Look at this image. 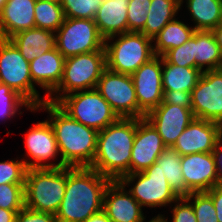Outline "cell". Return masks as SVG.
<instances>
[{"label": "cell", "instance_id": "681fc988", "mask_svg": "<svg viewBox=\"0 0 222 222\" xmlns=\"http://www.w3.org/2000/svg\"><path fill=\"white\" fill-rule=\"evenodd\" d=\"M219 69L222 71V61H221V65H220Z\"/></svg>", "mask_w": 222, "mask_h": 222}, {"label": "cell", "instance_id": "60d3db41", "mask_svg": "<svg viewBox=\"0 0 222 222\" xmlns=\"http://www.w3.org/2000/svg\"><path fill=\"white\" fill-rule=\"evenodd\" d=\"M206 193L212 198L218 222H222V186L216 185Z\"/></svg>", "mask_w": 222, "mask_h": 222}, {"label": "cell", "instance_id": "bcb514c9", "mask_svg": "<svg viewBox=\"0 0 222 222\" xmlns=\"http://www.w3.org/2000/svg\"><path fill=\"white\" fill-rule=\"evenodd\" d=\"M165 218L166 217H164L162 214H158L157 216H154L152 219H150V221L148 222H168V218L167 219Z\"/></svg>", "mask_w": 222, "mask_h": 222}, {"label": "cell", "instance_id": "30bf717a", "mask_svg": "<svg viewBox=\"0 0 222 222\" xmlns=\"http://www.w3.org/2000/svg\"><path fill=\"white\" fill-rule=\"evenodd\" d=\"M104 45L105 39L91 19L65 17L55 32V46L65 59L105 49Z\"/></svg>", "mask_w": 222, "mask_h": 222}, {"label": "cell", "instance_id": "4316f807", "mask_svg": "<svg viewBox=\"0 0 222 222\" xmlns=\"http://www.w3.org/2000/svg\"><path fill=\"white\" fill-rule=\"evenodd\" d=\"M195 30L212 31L222 21V0H186Z\"/></svg>", "mask_w": 222, "mask_h": 222}, {"label": "cell", "instance_id": "4dcf8cb0", "mask_svg": "<svg viewBox=\"0 0 222 222\" xmlns=\"http://www.w3.org/2000/svg\"><path fill=\"white\" fill-rule=\"evenodd\" d=\"M103 0H62L64 17L93 20Z\"/></svg>", "mask_w": 222, "mask_h": 222}, {"label": "cell", "instance_id": "4fadbf2b", "mask_svg": "<svg viewBox=\"0 0 222 222\" xmlns=\"http://www.w3.org/2000/svg\"><path fill=\"white\" fill-rule=\"evenodd\" d=\"M25 148L27 158L24 163L27 168H61L66 167L62 161L49 162L59 156V150L54 131L48 120L35 123L25 134ZM49 163H48V162ZM47 162V163H46Z\"/></svg>", "mask_w": 222, "mask_h": 222}, {"label": "cell", "instance_id": "f6af8a7d", "mask_svg": "<svg viewBox=\"0 0 222 222\" xmlns=\"http://www.w3.org/2000/svg\"><path fill=\"white\" fill-rule=\"evenodd\" d=\"M212 32L222 53V24H219Z\"/></svg>", "mask_w": 222, "mask_h": 222}, {"label": "cell", "instance_id": "9c48e42d", "mask_svg": "<svg viewBox=\"0 0 222 222\" xmlns=\"http://www.w3.org/2000/svg\"><path fill=\"white\" fill-rule=\"evenodd\" d=\"M119 181L125 187L132 185L128 191L142 207L155 208L168 204L172 207L171 204L179 198L156 163L143 172L126 174Z\"/></svg>", "mask_w": 222, "mask_h": 222}, {"label": "cell", "instance_id": "8fae6325", "mask_svg": "<svg viewBox=\"0 0 222 222\" xmlns=\"http://www.w3.org/2000/svg\"><path fill=\"white\" fill-rule=\"evenodd\" d=\"M96 90L119 118H145L146 114L138 106L131 75L106 68L98 80Z\"/></svg>", "mask_w": 222, "mask_h": 222}, {"label": "cell", "instance_id": "d6a6232c", "mask_svg": "<svg viewBox=\"0 0 222 222\" xmlns=\"http://www.w3.org/2000/svg\"><path fill=\"white\" fill-rule=\"evenodd\" d=\"M185 198L192 204L197 222H218L212 198L206 192H191Z\"/></svg>", "mask_w": 222, "mask_h": 222}, {"label": "cell", "instance_id": "5b68a950", "mask_svg": "<svg viewBox=\"0 0 222 222\" xmlns=\"http://www.w3.org/2000/svg\"><path fill=\"white\" fill-rule=\"evenodd\" d=\"M105 69V49L66 58L61 82L47 97V101L57 103L67 94L96 89L98 80Z\"/></svg>", "mask_w": 222, "mask_h": 222}, {"label": "cell", "instance_id": "d6986e66", "mask_svg": "<svg viewBox=\"0 0 222 222\" xmlns=\"http://www.w3.org/2000/svg\"><path fill=\"white\" fill-rule=\"evenodd\" d=\"M181 171L191 192H206L217 185L215 160L211 153L181 156Z\"/></svg>", "mask_w": 222, "mask_h": 222}, {"label": "cell", "instance_id": "6da1fadb", "mask_svg": "<svg viewBox=\"0 0 222 222\" xmlns=\"http://www.w3.org/2000/svg\"><path fill=\"white\" fill-rule=\"evenodd\" d=\"M112 180L90 167H66L64 198L57 222H84L103 210L104 193Z\"/></svg>", "mask_w": 222, "mask_h": 222}, {"label": "cell", "instance_id": "83f0119b", "mask_svg": "<svg viewBox=\"0 0 222 222\" xmlns=\"http://www.w3.org/2000/svg\"><path fill=\"white\" fill-rule=\"evenodd\" d=\"M195 29L186 25L178 18L168 22L152 39L155 55L164 56L170 49L187 42L195 33Z\"/></svg>", "mask_w": 222, "mask_h": 222}, {"label": "cell", "instance_id": "7c38bea8", "mask_svg": "<svg viewBox=\"0 0 222 222\" xmlns=\"http://www.w3.org/2000/svg\"><path fill=\"white\" fill-rule=\"evenodd\" d=\"M192 113L195 118L222 125V71L202 72L191 92Z\"/></svg>", "mask_w": 222, "mask_h": 222}, {"label": "cell", "instance_id": "ba28073f", "mask_svg": "<svg viewBox=\"0 0 222 222\" xmlns=\"http://www.w3.org/2000/svg\"><path fill=\"white\" fill-rule=\"evenodd\" d=\"M56 104L71 118L98 132L119 119L96 89L67 94Z\"/></svg>", "mask_w": 222, "mask_h": 222}, {"label": "cell", "instance_id": "d4e9b609", "mask_svg": "<svg viewBox=\"0 0 222 222\" xmlns=\"http://www.w3.org/2000/svg\"><path fill=\"white\" fill-rule=\"evenodd\" d=\"M202 72L195 67L170 64L162 57V87L166 91L192 92Z\"/></svg>", "mask_w": 222, "mask_h": 222}, {"label": "cell", "instance_id": "7bdbcfd3", "mask_svg": "<svg viewBox=\"0 0 222 222\" xmlns=\"http://www.w3.org/2000/svg\"><path fill=\"white\" fill-rule=\"evenodd\" d=\"M18 212L0 208V222H15Z\"/></svg>", "mask_w": 222, "mask_h": 222}, {"label": "cell", "instance_id": "f35d334b", "mask_svg": "<svg viewBox=\"0 0 222 222\" xmlns=\"http://www.w3.org/2000/svg\"><path fill=\"white\" fill-rule=\"evenodd\" d=\"M15 222H57V219L54 214L24 207L17 213Z\"/></svg>", "mask_w": 222, "mask_h": 222}, {"label": "cell", "instance_id": "484cf974", "mask_svg": "<svg viewBox=\"0 0 222 222\" xmlns=\"http://www.w3.org/2000/svg\"><path fill=\"white\" fill-rule=\"evenodd\" d=\"M182 4L183 0H151L147 21L140 32L153 39L168 22L175 19Z\"/></svg>", "mask_w": 222, "mask_h": 222}, {"label": "cell", "instance_id": "e575fe53", "mask_svg": "<svg viewBox=\"0 0 222 222\" xmlns=\"http://www.w3.org/2000/svg\"><path fill=\"white\" fill-rule=\"evenodd\" d=\"M151 0H130L127 8L128 32H140L147 21Z\"/></svg>", "mask_w": 222, "mask_h": 222}, {"label": "cell", "instance_id": "7dc6e473", "mask_svg": "<svg viewBox=\"0 0 222 222\" xmlns=\"http://www.w3.org/2000/svg\"><path fill=\"white\" fill-rule=\"evenodd\" d=\"M7 0H0V13L4 7V5L6 4Z\"/></svg>", "mask_w": 222, "mask_h": 222}, {"label": "cell", "instance_id": "cb8c5ba5", "mask_svg": "<svg viewBox=\"0 0 222 222\" xmlns=\"http://www.w3.org/2000/svg\"><path fill=\"white\" fill-rule=\"evenodd\" d=\"M194 57L195 68H198L201 72L219 69L222 53L212 31H195Z\"/></svg>", "mask_w": 222, "mask_h": 222}, {"label": "cell", "instance_id": "ab89813d", "mask_svg": "<svg viewBox=\"0 0 222 222\" xmlns=\"http://www.w3.org/2000/svg\"><path fill=\"white\" fill-rule=\"evenodd\" d=\"M163 101L167 104H175L185 108L192 107L191 92L184 91H166Z\"/></svg>", "mask_w": 222, "mask_h": 222}, {"label": "cell", "instance_id": "52a82bcc", "mask_svg": "<svg viewBox=\"0 0 222 222\" xmlns=\"http://www.w3.org/2000/svg\"><path fill=\"white\" fill-rule=\"evenodd\" d=\"M0 83L14 90L31 108H36L47 101V97L42 98L33 84L29 62L9 39L1 38Z\"/></svg>", "mask_w": 222, "mask_h": 222}, {"label": "cell", "instance_id": "836d02e7", "mask_svg": "<svg viewBox=\"0 0 222 222\" xmlns=\"http://www.w3.org/2000/svg\"><path fill=\"white\" fill-rule=\"evenodd\" d=\"M25 184H1L0 208L20 211L25 207Z\"/></svg>", "mask_w": 222, "mask_h": 222}, {"label": "cell", "instance_id": "603a6c76", "mask_svg": "<svg viewBox=\"0 0 222 222\" xmlns=\"http://www.w3.org/2000/svg\"><path fill=\"white\" fill-rule=\"evenodd\" d=\"M9 40L29 63L56 47L55 32L37 27L20 31Z\"/></svg>", "mask_w": 222, "mask_h": 222}, {"label": "cell", "instance_id": "f1b7e54d", "mask_svg": "<svg viewBox=\"0 0 222 222\" xmlns=\"http://www.w3.org/2000/svg\"><path fill=\"white\" fill-rule=\"evenodd\" d=\"M171 189L180 197H187L191 191L186 187L181 171V156L172 147H166L155 162Z\"/></svg>", "mask_w": 222, "mask_h": 222}, {"label": "cell", "instance_id": "1f68e13d", "mask_svg": "<svg viewBox=\"0 0 222 222\" xmlns=\"http://www.w3.org/2000/svg\"><path fill=\"white\" fill-rule=\"evenodd\" d=\"M31 110L30 105L6 84L0 83V119L13 118L21 107Z\"/></svg>", "mask_w": 222, "mask_h": 222}, {"label": "cell", "instance_id": "e0dca14e", "mask_svg": "<svg viewBox=\"0 0 222 222\" xmlns=\"http://www.w3.org/2000/svg\"><path fill=\"white\" fill-rule=\"evenodd\" d=\"M222 137V125L194 118L172 146L180 156L211 153Z\"/></svg>", "mask_w": 222, "mask_h": 222}, {"label": "cell", "instance_id": "ac0fdd59", "mask_svg": "<svg viewBox=\"0 0 222 222\" xmlns=\"http://www.w3.org/2000/svg\"><path fill=\"white\" fill-rule=\"evenodd\" d=\"M120 181H111L103 198V211L112 222H143L142 206Z\"/></svg>", "mask_w": 222, "mask_h": 222}, {"label": "cell", "instance_id": "9a60e30c", "mask_svg": "<svg viewBox=\"0 0 222 222\" xmlns=\"http://www.w3.org/2000/svg\"><path fill=\"white\" fill-rule=\"evenodd\" d=\"M145 118L157 130L166 147H172L195 117L191 108L162 101Z\"/></svg>", "mask_w": 222, "mask_h": 222}, {"label": "cell", "instance_id": "74e56055", "mask_svg": "<svg viewBox=\"0 0 222 222\" xmlns=\"http://www.w3.org/2000/svg\"><path fill=\"white\" fill-rule=\"evenodd\" d=\"M173 204L171 222H197L192 204L185 197L178 198Z\"/></svg>", "mask_w": 222, "mask_h": 222}, {"label": "cell", "instance_id": "7402d4cb", "mask_svg": "<svg viewBox=\"0 0 222 222\" xmlns=\"http://www.w3.org/2000/svg\"><path fill=\"white\" fill-rule=\"evenodd\" d=\"M130 0H103L94 22L106 40L128 32L127 8Z\"/></svg>", "mask_w": 222, "mask_h": 222}, {"label": "cell", "instance_id": "ffe728a7", "mask_svg": "<svg viewBox=\"0 0 222 222\" xmlns=\"http://www.w3.org/2000/svg\"><path fill=\"white\" fill-rule=\"evenodd\" d=\"M64 63L65 58L56 47L29 63L33 84L46 91L45 97H48L60 84Z\"/></svg>", "mask_w": 222, "mask_h": 222}, {"label": "cell", "instance_id": "44dd1931", "mask_svg": "<svg viewBox=\"0 0 222 222\" xmlns=\"http://www.w3.org/2000/svg\"><path fill=\"white\" fill-rule=\"evenodd\" d=\"M35 3L36 0H7L0 13L1 39L35 27Z\"/></svg>", "mask_w": 222, "mask_h": 222}, {"label": "cell", "instance_id": "d590c367", "mask_svg": "<svg viewBox=\"0 0 222 222\" xmlns=\"http://www.w3.org/2000/svg\"><path fill=\"white\" fill-rule=\"evenodd\" d=\"M27 169L23 159L0 162V185L25 184Z\"/></svg>", "mask_w": 222, "mask_h": 222}, {"label": "cell", "instance_id": "8992f818", "mask_svg": "<svg viewBox=\"0 0 222 222\" xmlns=\"http://www.w3.org/2000/svg\"><path fill=\"white\" fill-rule=\"evenodd\" d=\"M152 43V39L141 32H126L107 38L104 45L106 68L116 73L132 75L155 56Z\"/></svg>", "mask_w": 222, "mask_h": 222}, {"label": "cell", "instance_id": "5bb4252c", "mask_svg": "<svg viewBox=\"0 0 222 222\" xmlns=\"http://www.w3.org/2000/svg\"><path fill=\"white\" fill-rule=\"evenodd\" d=\"M139 108L147 114L163 101L162 56L155 55L131 75Z\"/></svg>", "mask_w": 222, "mask_h": 222}, {"label": "cell", "instance_id": "f546056e", "mask_svg": "<svg viewBox=\"0 0 222 222\" xmlns=\"http://www.w3.org/2000/svg\"><path fill=\"white\" fill-rule=\"evenodd\" d=\"M35 27L56 32L64 21V13L61 4L49 1L36 0Z\"/></svg>", "mask_w": 222, "mask_h": 222}, {"label": "cell", "instance_id": "c3c4849f", "mask_svg": "<svg viewBox=\"0 0 222 222\" xmlns=\"http://www.w3.org/2000/svg\"><path fill=\"white\" fill-rule=\"evenodd\" d=\"M42 1H49V2H52V3L60 4L62 0H42Z\"/></svg>", "mask_w": 222, "mask_h": 222}, {"label": "cell", "instance_id": "8d00e7d4", "mask_svg": "<svg viewBox=\"0 0 222 222\" xmlns=\"http://www.w3.org/2000/svg\"><path fill=\"white\" fill-rule=\"evenodd\" d=\"M163 57L170 64L182 67H195L194 34L187 42L170 49Z\"/></svg>", "mask_w": 222, "mask_h": 222}, {"label": "cell", "instance_id": "3957f363", "mask_svg": "<svg viewBox=\"0 0 222 222\" xmlns=\"http://www.w3.org/2000/svg\"><path fill=\"white\" fill-rule=\"evenodd\" d=\"M136 118H119L98 132L97 150L90 168L112 181L130 174Z\"/></svg>", "mask_w": 222, "mask_h": 222}, {"label": "cell", "instance_id": "ee69618b", "mask_svg": "<svg viewBox=\"0 0 222 222\" xmlns=\"http://www.w3.org/2000/svg\"><path fill=\"white\" fill-rule=\"evenodd\" d=\"M84 222H112L111 219L106 215V213L101 210L100 212L91 215Z\"/></svg>", "mask_w": 222, "mask_h": 222}, {"label": "cell", "instance_id": "7a4b0ae2", "mask_svg": "<svg viewBox=\"0 0 222 222\" xmlns=\"http://www.w3.org/2000/svg\"><path fill=\"white\" fill-rule=\"evenodd\" d=\"M40 108L49 114L48 121L55 134L60 161L66 167H90L97 150L98 131L71 118L56 103L44 101L30 111Z\"/></svg>", "mask_w": 222, "mask_h": 222}, {"label": "cell", "instance_id": "277c9868", "mask_svg": "<svg viewBox=\"0 0 222 222\" xmlns=\"http://www.w3.org/2000/svg\"><path fill=\"white\" fill-rule=\"evenodd\" d=\"M66 189V167L28 168L25 177V207L56 214Z\"/></svg>", "mask_w": 222, "mask_h": 222}, {"label": "cell", "instance_id": "2e32d148", "mask_svg": "<svg viewBox=\"0 0 222 222\" xmlns=\"http://www.w3.org/2000/svg\"><path fill=\"white\" fill-rule=\"evenodd\" d=\"M166 148L157 130L146 118H136V133L130 159V173L143 172Z\"/></svg>", "mask_w": 222, "mask_h": 222}, {"label": "cell", "instance_id": "b9f144b4", "mask_svg": "<svg viewBox=\"0 0 222 222\" xmlns=\"http://www.w3.org/2000/svg\"><path fill=\"white\" fill-rule=\"evenodd\" d=\"M212 154L215 160L217 185L222 186V137L217 141Z\"/></svg>", "mask_w": 222, "mask_h": 222}]
</instances>
